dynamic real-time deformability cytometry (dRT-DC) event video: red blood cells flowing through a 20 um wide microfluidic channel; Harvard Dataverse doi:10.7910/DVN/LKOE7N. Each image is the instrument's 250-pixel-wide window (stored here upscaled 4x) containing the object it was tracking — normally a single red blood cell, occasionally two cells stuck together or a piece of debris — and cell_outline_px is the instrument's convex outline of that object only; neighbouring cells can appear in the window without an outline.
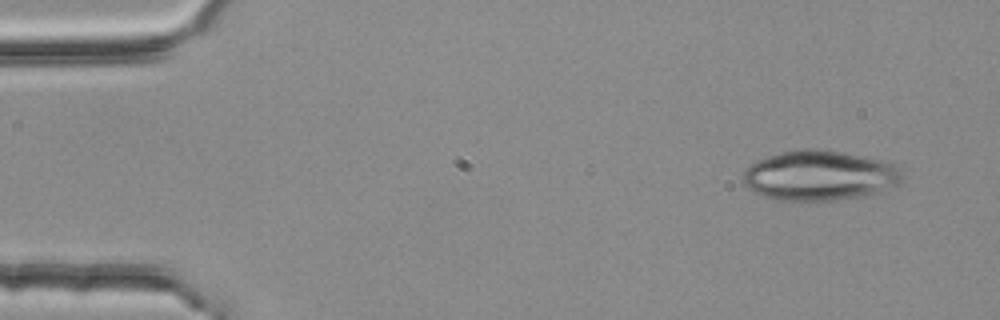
{"species": "common noctule bat (a hibernating species)", "species_latin": "Nyctalus noctula", "temperature_condition": "room temperature", "stored_images_in_passage": 4, "camera_frame_rate_fps": 3000, "um_per_image_px": 0.085, "animal": {"sex": "female", "body_mass_g": 25.1}, "frame": {"image": 1, "passage_image": 1, "time_ms": 0.0, "image_size_px": [1000, 320], "cell_outline_px": [[904, 180], [872, 196], [836, 200], [780, 200], [764, 196], [752, 192], [748, 188], [740, 176], [744, 168], [748, 164], [756, 160], [780, 152], [800, 148], [816, 148], [844, 152], [880, 160], [892, 164], [900, 168], [904, 176]], "centroid_in_image_um": [69.64, 14.92], "position_along_channel_um": 15.4, "area_um2": 47.11}}